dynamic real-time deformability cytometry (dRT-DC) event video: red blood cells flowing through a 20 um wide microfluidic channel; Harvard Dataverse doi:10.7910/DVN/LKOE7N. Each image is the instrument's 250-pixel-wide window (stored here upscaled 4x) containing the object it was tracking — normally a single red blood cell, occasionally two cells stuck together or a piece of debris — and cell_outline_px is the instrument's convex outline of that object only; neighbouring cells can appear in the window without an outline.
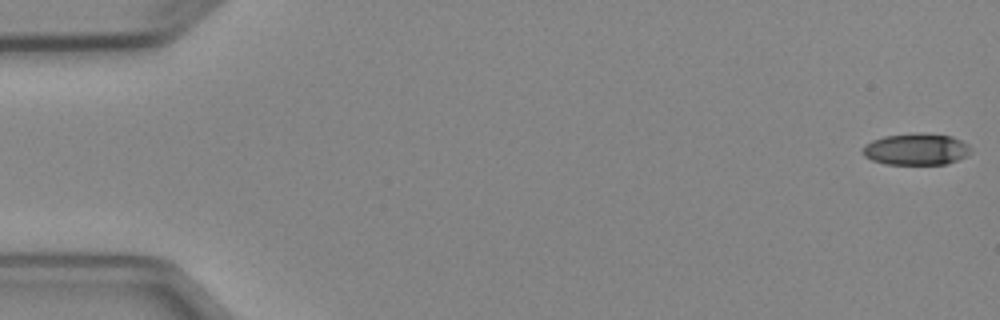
{"species": "Egyptian fruit bat (a non-hibernating species)", "species_latin": "Rousettus aegyptiacus", "temperature_condition": "cold", "stored_images_in_passage": 5, "camera_frame_rate_fps": 3000, "um_per_image_px": 0.085, "animal": {"sex": "female"}, "frame": {"image": 1, "passage_image": 1, "time_ms": 0.0, "image_size_px": [1000, 320], "cell_outline_px": [[972, 148], [968, 156], [948, 164], [884, 164], [872, 160], [864, 156], [864, 144], [872, 140], [884, 136], [952, 136], [968, 144]], "centroid_in_image_um": [77.9, 12.74], "position_along_channel_um": 7.1, "area_um2": 19.13}}
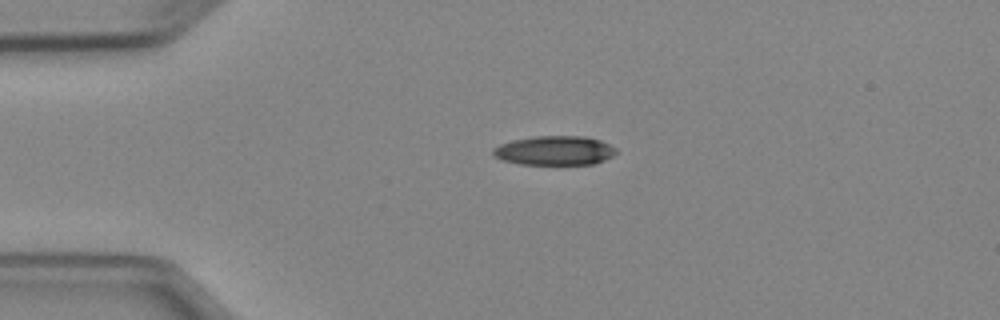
{"frame": {"image": 2, "passage_image": 4, "time_ms": 3.667, "image_size_px": [1000, 320], "cell_outline_px": [[616, 152], [612, 156], [604, 160], [592, 164], [520, 164], [500, 160], [492, 156], [492, 148], [500, 144], [512, 140], [536, 136], [584, 136], [600, 140], [616, 148]], "centroid_in_image_um": [47.09, 12.79], "position_along_channel_um": 37.9, "area_um2": 21.04}}